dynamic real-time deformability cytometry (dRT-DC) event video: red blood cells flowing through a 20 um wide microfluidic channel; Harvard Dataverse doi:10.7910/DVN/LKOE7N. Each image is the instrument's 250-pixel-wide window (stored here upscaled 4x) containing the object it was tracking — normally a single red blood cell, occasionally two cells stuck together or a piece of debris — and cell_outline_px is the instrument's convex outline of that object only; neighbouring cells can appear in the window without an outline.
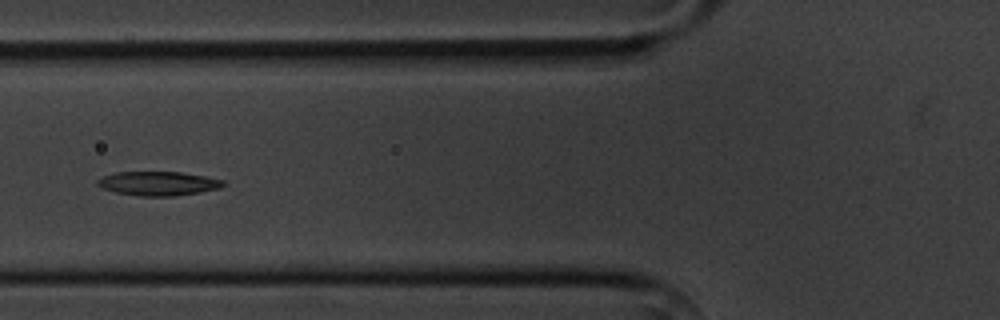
{"species": "common noctule bat (a hibernating species)", "species_latin": "Nyctalus noctula", "temperature_condition": "cold", "stored_images_in_passage": 10, "camera_frame_rate_fps": 3000, "um_per_image_px": 0.085, "animal": {"sex": "male", "body_mass_g": 20.1, "forearm_length_mm": 53.5}, "frame": {"image": 1, "passage_image": 5, "time_ms": 4.667, "image_size_px": [1000, 320], "cell_outline_px": [[224, 184], [220, 188], [200, 192], [172, 196], [136, 196], [116, 192], [104, 188], [96, 184], [96, 180], [104, 176], [116, 172], [180, 172], [204, 176], [224, 180]], "centroid_in_image_um": [13.44, 15.59], "position_along_channel_um": 112.4, "area_um2": 17.51}}
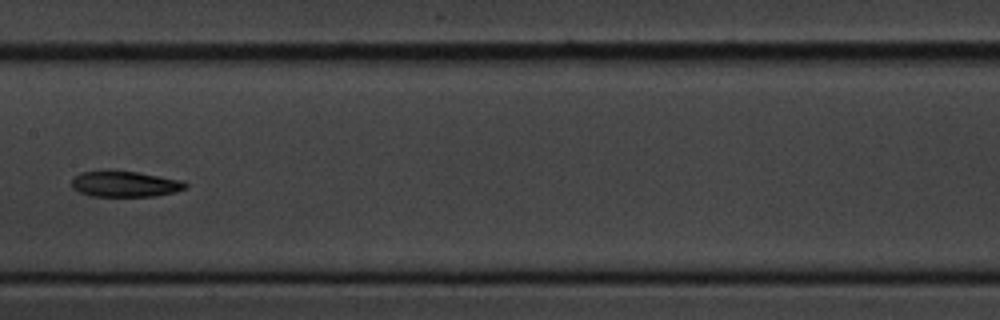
{"frame": {"image": 2, "passage_image": 7, "time_ms": 7.0, "image_size_px": [1000, 320], "cell_outline_px": [[188, 188], [176, 192], [156, 196], [88, 196], [72, 188], [72, 180], [80, 172], [108, 168], [136, 172], [184, 180], [188, 184]], "centroid_in_image_um": [10.63, 15.61], "position_along_channel_um": 196.8, "area_um2": 17.74}}
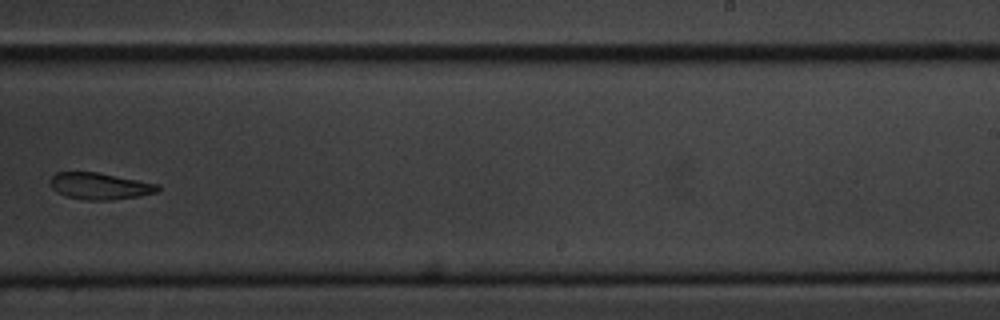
{"frame": {"image": 3, "passage_image": 9, "time_ms": 9.333, "image_size_px": [1000, 320], "cell_outline_px": [[160, 188], [156, 192], [140, 196], [112, 200], [84, 200], [68, 196], [56, 192], [52, 188], [52, 176], [56, 172], [96, 172], [160, 184]], "centroid_in_image_um": [8.52, 15.82], "position_along_channel_um": 280.5, "area_um2": 16.59}}